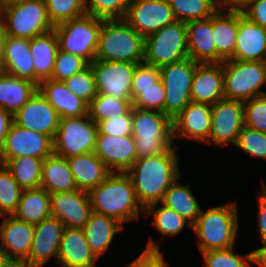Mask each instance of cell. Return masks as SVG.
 <instances>
[{
    "mask_svg": "<svg viewBox=\"0 0 266 267\" xmlns=\"http://www.w3.org/2000/svg\"><path fill=\"white\" fill-rule=\"evenodd\" d=\"M176 147L172 146L164 153L137 159L125 172L130 177L144 210L152 204L161 203L165 192L182 175Z\"/></svg>",
    "mask_w": 266,
    "mask_h": 267,
    "instance_id": "6da1fadb",
    "label": "cell"
},
{
    "mask_svg": "<svg viewBox=\"0 0 266 267\" xmlns=\"http://www.w3.org/2000/svg\"><path fill=\"white\" fill-rule=\"evenodd\" d=\"M43 160L31 156L12 159H0V164L6 166L18 185L24 189L40 188Z\"/></svg>",
    "mask_w": 266,
    "mask_h": 267,
    "instance_id": "d590c367",
    "label": "cell"
},
{
    "mask_svg": "<svg viewBox=\"0 0 266 267\" xmlns=\"http://www.w3.org/2000/svg\"><path fill=\"white\" fill-rule=\"evenodd\" d=\"M234 146L254 158L266 160V133L244 126Z\"/></svg>",
    "mask_w": 266,
    "mask_h": 267,
    "instance_id": "ee69618b",
    "label": "cell"
},
{
    "mask_svg": "<svg viewBox=\"0 0 266 267\" xmlns=\"http://www.w3.org/2000/svg\"><path fill=\"white\" fill-rule=\"evenodd\" d=\"M89 66L94 73L97 93L132 100L131 89L137 64L95 59Z\"/></svg>",
    "mask_w": 266,
    "mask_h": 267,
    "instance_id": "4fadbf2b",
    "label": "cell"
},
{
    "mask_svg": "<svg viewBox=\"0 0 266 267\" xmlns=\"http://www.w3.org/2000/svg\"><path fill=\"white\" fill-rule=\"evenodd\" d=\"M53 154V139L39 132L12 124L6 136L0 159L31 156L45 159Z\"/></svg>",
    "mask_w": 266,
    "mask_h": 267,
    "instance_id": "9a60e30c",
    "label": "cell"
},
{
    "mask_svg": "<svg viewBox=\"0 0 266 267\" xmlns=\"http://www.w3.org/2000/svg\"><path fill=\"white\" fill-rule=\"evenodd\" d=\"M92 211L112 217L124 225L139 220L144 209L140 205L130 177L112 172L89 192Z\"/></svg>",
    "mask_w": 266,
    "mask_h": 267,
    "instance_id": "7a4b0ae2",
    "label": "cell"
},
{
    "mask_svg": "<svg viewBox=\"0 0 266 267\" xmlns=\"http://www.w3.org/2000/svg\"><path fill=\"white\" fill-rule=\"evenodd\" d=\"M224 99L247 101L266 94V62L236 59L222 62Z\"/></svg>",
    "mask_w": 266,
    "mask_h": 267,
    "instance_id": "8992f818",
    "label": "cell"
},
{
    "mask_svg": "<svg viewBox=\"0 0 266 267\" xmlns=\"http://www.w3.org/2000/svg\"><path fill=\"white\" fill-rule=\"evenodd\" d=\"M48 17L56 26L86 15V0H44Z\"/></svg>",
    "mask_w": 266,
    "mask_h": 267,
    "instance_id": "b9f144b4",
    "label": "cell"
},
{
    "mask_svg": "<svg viewBox=\"0 0 266 267\" xmlns=\"http://www.w3.org/2000/svg\"><path fill=\"white\" fill-rule=\"evenodd\" d=\"M242 13L250 21L266 28V0H254Z\"/></svg>",
    "mask_w": 266,
    "mask_h": 267,
    "instance_id": "f5cc1de1",
    "label": "cell"
},
{
    "mask_svg": "<svg viewBox=\"0 0 266 267\" xmlns=\"http://www.w3.org/2000/svg\"><path fill=\"white\" fill-rule=\"evenodd\" d=\"M12 216L33 225L51 217L50 193L41 187L24 189L17 210Z\"/></svg>",
    "mask_w": 266,
    "mask_h": 267,
    "instance_id": "836d02e7",
    "label": "cell"
},
{
    "mask_svg": "<svg viewBox=\"0 0 266 267\" xmlns=\"http://www.w3.org/2000/svg\"><path fill=\"white\" fill-rule=\"evenodd\" d=\"M186 23L174 21L144 39V62L162 67L188 58Z\"/></svg>",
    "mask_w": 266,
    "mask_h": 267,
    "instance_id": "9c48e42d",
    "label": "cell"
},
{
    "mask_svg": "<svg viewBox=\"0 0 266 267\" xmlns=\"http://www.w3.org/2000/svg\"><path fill=\"white\" fill-rule=\"evenodd\" d=\"M187 48L191 60L197 63H216V47L213 41L212 16L186 23Z\"/></svg>",
    "mask_w": 266,
    "mask_h": 267,
    "instance_id": "4316f807",
    "label": "cell"
},
{
    "mask_svg": "<svg viewBox=\"0 0 266 267\" xmlns=\"http://www.w3.org/2000/svg\"><path fill=\"white\" fill-rule=\"evenodd\" d=\"M0 227V244L6 258L27 260L34 238V225L14 216H3Z\"/></svg>",
    "mask_w": 266,
    "mask_h": 267,
    "instance_id": "7402d4cb",
    "label": "cell"
},
{
    "mask_svg": "<svg viewBox=\"0 0 266 267\" xmlns=\"http://www.w3.org/2000/svg\"><path fill=\"white\" fill-rule=\"evenodd\" d=\"M98 125L88 116L61 118L53 153L63 158L94 152Z\"/></svg>",
    "mask_w": 266,
    "mask_h": 267,
    "instance_id": "30bf717a",
    "label": "cell"
},
{
    "mask_svg": "<svg viewBox=\"0 0 266 267\" xmlns=\"http://www.w3.org/2000/svg\"><path fill=\"white\" fill-rule=\"evenodd\" d=\"M124 225L104 214L91 212L84 225V233L91 252L99 259L113 243L115 235L123 231Z\"/></svg>",
    "mask_w": 266,
    "mask_h": 267,
    "instance_id": "83f0119b",
    "label": "cell"
},
{
    "mask_svg": "<svg viewBox=\"0 0 266 267\" xmlns=\"http://www.w3.org/2000/svg\"><path fill=\"white\" fill-rule=\"evenodd\" d=\"M30 51L34 66V83L39 85L52 78L54 63L59 51L54 30L30 39Z\"/></svg>",
    "mask_w": 266,
    "mask_h": 267,
    "instance_id": "4dcf8cb0",
    "label": "cell"
},
{
    "mask_svg": "<svg viewBox=\"0 0 266 267\" xmlns=\"http://www.w3.org/2000/svg\"><path fill=\"white\" fill-rule=\"evenodd\" d=\"M234 59L266 62V28L250 21L240 11Z\"/></svg>",
    "mask_w": 266,
    "mask_h": 267,
    "instance_id": "44dd1931",
    "label": "cell"
},
{
    "mask_svg": "<svg viewBox=\"0 0 266 267\" xmlns=\"http://www.w3.org/2000/svg\"><path fill=\"white\" fill-rule=\"evenodd\" d=\"M13 123V115L0 108V150L3 148L6 136Z\"/></svg>",
    "mask_w": 266,
    "mask_h": 267,
    "instance_id": "11a10c76",
    "label": "cell"
},
{
    "mask_svg": "<svg viewBox=\"0 0 266 267\" xmlns=\"http://www.w3.org/2000/svg\"><path fill=\"white\" fill-rule=\"evenodd\" d=\"M237 204L233 201L206 211L201 209L200 215L192 225V230L198 238L201 253L227 249L235 246L239 230Z\"/></svg>",
    "mask_w": 266,
    "mask_h": 267,
    "instance_id": "3957f363",
    "label": "cell"
},
{
    "mask_svg": "<svg viewBox=\"0 0 266 267\" xmlns=\"http://www.w3.org/2000/svg\"><path fill=\"white\" fill-rule=\"evenodd\" d=\"M131 123L137 159L164 153L175 146L172 119L163 112L132 107Z\"/></svg>",
    "mask_w": 266,
    "mask_h": 267,
    "instance_id": "277c9868",
    "label": "cell"
},
{
    "mask_svg": "<svg viewBox=\"0 0 266 267\" xmlns=\"http://www.w3.org/2000/svg\"><path fill=\"white\" fill-rule=\"evenodd\" d=\"M197 64L188 57L160 67L165 89V115L172 120L192 101L191 86Z\"/></svg>",
    "mask_w": 266,
    "mask_h": 267,
    "instance_id": "8fae6325",
    "label": "cell"
},
{
    "mask_svg": "<svg viewBox=\"0 0 266 267\" xmlns=\"http://www.w3.org/2000/svg\"><path fill=\"white\" fill-rule=\"evenodd\" d=\"M51 215L64 227L83 229L92 212L89 193L83 190L50 194Z\"/></svg>",
    "mask_w": 266,
    "mask_h": 267,
    "instance_id": "2e32d148",
    "label": "cell"
},
{
    "mask_svg": "<svg viewBox=\"0 0 266 267\" xmlns=\"http://www.w3.org/2000/svg\"><path fill=\"white\" fill-rule=\"evenodd\" d=\"M0 267H31L26 260L6 258Z\"/></svg>",
    "mask_w": 266,
    "mask_h": 267,
    "instance_id": "680465c9",
    "label": "cell"
},
{
    "mask_svg": "<svg viewBox=\"0 0 266 267\" xmlns=\"http://www.w3.org/2000/svg\"><path fill=\"white\" fill-rule=\"evenodd\" d=\"M142 216L145 218L153 216V226L163 237L177 236L185 226L192 228V225L186 219L163 204L160 207H158V203L148 206Z\"/></svg>",
    "mask_w": 266,
    "mask_h": 267,
    "instance_id": "8d00e7d4",
    "label": "cell"
},
{
    "mask_svg": "<svg viewBox=\"0 0 266 267\" xmlns=\"http://www.w3.org/2000/svg\"><path fill=\"white\" fill-rule=\"evenodd\" d=\"M97 125L98 134L113 136L132 135L131 110L125 115L102 120Z\"/></svg>",
    "mask_w": 266,
    "mask_h": 267,
    "instance_id": "816d5d0a",
    "label": "cell"
},
{
    "mask_svg": "<svg viewBox=\"0 0 266 267\" xmlns=\"http://www.w3.org/2000/svg\"><path fill=\"white\" fill-rule=\"evenodd\" d=\"M63 229L64 224L52 216L34 225V238L26 260L31 267H43L51 258L57 262Z\"/></svg>",
    "mask_w": 266,
    "mask_h": 267,
    "instance_id": "ffe728a7",
    "label": "cell"
},
{
    "mask_svg": "<svg viewBox=\"0 0 266 267\" xmlns=\"http://www.w3.org/2000/svg\"><path fill=\"white\" fill-rule=\"evenodd\" d=\"M98 259L87 244L83 229L64 227L57 265L60 267H96Z\"/></svg>",
    "mask_w": 266,
    "mask_h": 267,
    "instance_id": "cb8c5ba5",
    "label": "cell"
},
{
    "mask_svg": "<svg viewBox=\"0 0 266 267\" xmlns=\"http://www.w3.org/2000/svg\"><path fill=\"white\" fill-rule=\"evenodd\" d=\"M213 41L216 47V63L234 59L238 32V11L218 9L212 15Z\"/></svg>",
    "mask_w": 266,
    "mask_h": 267,
    "instance_id": "484cf974",
    "label": "cell"
},
{
    "mask_svg": "<svg viewBox=\"0 0 266 267\" xmlns=\"http://www.w3.org/2000/svg\"><path fill=\"white\" fill-rule=\"evenodd\" d=\"M103 20L86 14L54 26L59 50L92 63L95 60Z\"/></svg>",
    "mask_w": 266,
    "mask_h": 267,
    "instance_id": "52a82bcc",
    "label": "cell"
},
{
    "mask_svg": "<svg viewBox=\"0 0 266 267\" xmlns=\"http://www.w3.org/2000/svg\"><path fill=\"white\" fill-rule=\"evenodd\" d=\"M95 59L143 62L144 38L124 19L103 20Z\"/></svg>",
    "mask_w": 266,
    "mask_h": 267,
    "instance_id": "5b68a950",
    "label": "cell"
},
{
    "mask_svg": "<svg viewBox=\"0 0 266 267\" xmlns=\"http://www.w3.org/2000/svg\"><path fill=\"white\" fill-rule=\"evenodd\" d=\"M2 8H3V5H2V1L0 0V21H1V15H2Z\"/></svg>",
    "mask_w": 266,
    "mask_h": 267,
    "instance_id": "be15d7a7",
    "label": "cell"
},
{
    "mask_svg": "<svg viewBox=\"0 0 266 267\" xmlns=\"http://www.w3.org/2000/svg\"><path fill=\"white\" fill-rule=\"evenodd\" d=\"M123 19L144 39L176 21L167 0H133Z\"/></svg>",
    "mask_w": 266,
    "mask_h": 267,
    "instance_id": "5bb4252c",
    "label": "cell"
},
{
    "mask_svg": "<svg viewBox=\"0 0 266 267\" xmlns=\"http://www.w3.org/2000/svg\"><path fill=\"white\" fill-rule=\"evenodd\" d=\"M89 66V63L80 56L58 51L52 73L53 80L64 81L74 74L82 72Z\"/></svg>",
    "mask_w": 266,
    "mask_h": 267,
    "instance_id": "bcb514c9",
    "label": "cell"
},
{
    "mask_svg": "<svg viewBox=\"0 0 266 267\" xmlns=\"http://www.w3.org/2000/svg\"><path fill=\"white\" fill-rule=\"evenodd\" d=\"M132 109V100H123L99 94L88 104V116L98 124L102 120L127 114Z\"/></svg>",
    "mask_w": 266,
    "mask_h": 267,
    "instance_id": "f35d334b",
    "label": "cell"
},
{
    "mask_svg": "<svg viewBox=\"0 0 266 267\" xmlns=\"http://www.w3.org/2000/svg\"><path fill=\"white\" fill-rule=\"evenodd\" d=\"M160 79V67L144 61L138 63L134 70L131 89L132 100L139 94V88L151 87Z\"/></svg>",
    "mask_w": 266,
    "mask_h": 267,
    "instance_id": "681fc988",
    "label": "cell"
},
{
    "mask_svg": "<svg viewBox=\"0 0 266 267\" xmlns=\"http://www.w3.org/2000/svg\"><path fill=\"white\" fill-rule=\"evenodd\" d=\"M194 102L215 104L224 99L223 67L220 63H198L191 86Z\"/></svg>",
    "mask_w": 266,
    "mask_h": 267,
    "instance_id": "603a6c76",
    "label": "cell"
},
{
    "mask_svg": "<svg viewBox=\"0 0 266 267\" xmlns=\"http://www.w3.org/2000/svg\"><path fill=\"white\" fill-rule=\"evenodd\" d=\"M94 153L111 172L125 173L137 160L135 139L132 135L97 134Z\"/></svg>",
    "mask_w": 266,
    "mask_h": 267,
    "instance_id": "ac0fdd59",
    "label": "cell"
},
{
    "mask_svg": "<svg viewBox=\"0 0 266 267\" xmlns=\"http://www.w3.org/2000/svg\"><path fill=\"white\" fill-rule=\"evenodd\" d=\"M254 252V265L259 267H266V245L258 247L253 250Z\"/></svg>",
    "mask_w": 266,
    "mask_h": 267,
    "instance_id": "6f0895ef",
    "label": "cell"
},
{
    "mask_svg": "<svg viewBox=\"0 0 266 267\" xmlns=\"http://www.w3.org/2000/svg\"><path fill=\"white\" fill-rule=\"evenodd\" d=\"M63 82L74 95L81 97L88 104L97 96L94 73L90 66Z\"/></svg>",
    "mask_w": 266,
    "mask_h": 267,
    "instance_id": "f6af8a7d",
    "label": "cell"
},
{
    "mask_svg": "<svg viewBox=\"0 0 266 267\" xmlns=\"http://www.w3.org/2000/svg\"><path fill=\"white\" fill-rule=\"evenodd\" d=\"M23 189L5 165L0 164V217L12 216L17 210Z\"/></svg>",
    "mask_w": 266,
    "mask_h": 267,
    "instance_id": "ab89813d",
    "label": "cell"
},
{
    "mask_svg": "<svg viewBox=\"0 0 266 267\" xmlns=\"http://www.w3.org/2000/svg\"><path fill=\"white\" fill-rule=\"evenodd\" d=\"M178 177L164 194L162 204L171 208L191 225H193L201 212V205L190 189L189 184H181Z\"/></svg>",
    "mask_w": 266,
    "mask_h": 267,
    "instance_id": "e575fe53",
    "label": "cell"
},
{
    "mask_svg": "<svg viewBox=\"0 0 266 267\" xmlns=\"http://www.w3.org/2000/svg\"><path fill=\"white\" fill-rule=\"evenodd\" d=\"M1 22L7 35L14 38L32 39L54 30L44 0H26L4 5Z\"/></svg>",
    "mask_w": 266,
    "mask_h": 267,
    "instance_id": "ba28073f",
    "label": "cell"
},
{
    "mask_svg": "<svg viewBox=\"0 0 266 267\" xmlns=\"http://www.w3.org/2000/svg\"><path fill=\"white\" fill-rule=\"evenodd\" d=\"M126 267H169L168 262L164 259L163 253L160 251L158 243L149 238L145 248L141 251L133 261L128 263Z\"/></svg>",
    "mask_w": 266,
    "mask_h": 267,
    "instance_id": "f907efd6",
    "label": "cell"
},
{
    "mask_svg": "<svg viewBox=\"0 0 266 267\" xmlns=\"http://www.w3.org/2000/svg\"><path fill=\"white\" fill-rule=\"evenodd\" d=\"M244 126L266 133V94L244 101Z\"/></svg>",
    "mask_w": 266,
    "mask_h": 267,
    "instance_id": "c3c4849f",
    "label": "cell"
},
{
    "mask_svg": "<svg viewBox=\"0 0 266 267\" xmlns=\"http://www.w3.org/2000/svg\"><path fill=\"white\" fill-rule=\"evenodd\" d=\"M30 39L7 36L4 46L2 71L34 82Z\"/></svg>",
    "mask_w": 266,
    "mask_h": 267,
    "instance_id": "f546056e",
    "label": "cell"
},
{
    "mask_svg": "<svg viewBox=\"0 0 266 267\" xmlns=\"http://www.w3.org/2000/svg\"><path fill=\"white\" fill-rule=\"evenodd\" d=\"M132 107L158 110L165 114V89L161 79L151 87L139 88V94L132 100Z\"/></svg>",
    "mask_w": 266,
    "mask_h": 267,
    "instance_id": "7dc6e473",
    "label": "cell"
},
{
    "mask_svg": "<svg viewBox=\"0 0 266 267\" xmlns=\"http://www.w3.org/2000/svg\"><path fill=\"white\" fill-rule=\"evenodd\" d=\"M7 36L8 35L5 29V26L0 21V70H2L4 46H5V41H6Z\"/></svg>",
    "mask_w": 266,
    "mask_h": 267,
    "instance_id": "91938a15",
    "label": "cell"
},
{
    "mask_svg": "<svg viewBox=\"0 0 266 267\" xmlns=\"http://www.w3.org/2000/svg\"><path fill=\"white\" fill-rule=\"evenodd\" d=\"M235 246L202 252L204 267H251L254 266V252L236 254Z\"/></svg>",
    "mask_w": 266,
    "mask_h": 267,
    "instance_id": "60d3db41",
    "label": "cell"
},
{
    "mask_svg": "<svg viewBox=\"0 0 266 267\" xmlns=\"http://www.w3.org/2000/svg\"><path fill=\"white\" fill-rule=\"evenodd\" d=\"M40 187L50 194L77 190L66 158L53 153L43 160Z\"/></svg>",
    "mask_w": 266,
    "mask_h": 267,
    "instance_id": "d6a6232c",
    "label": "cell"
},
{
    "mask_svg": "<svg viewBox=\"0 0 266 267\" xmlns=\"http://www.w3.org/2000/svg\"><path fill=\"white\" fill-rule=\"evenodd\" d=\"M60 117L57 111L37 90L27 103L13 116L14 124L46 134L54 139Z\"/></svg>",
    "mask_w": 266,
    "mask_h": 267,
    "instance_id": "e0dca14e",
    "label": "cell"
},
{
    "mask_svg": "<svg viewBox=\"0 0 266 267\" xmlns=\"http://www.w3.org/2000/svg\"><path fill=\"white\" fill-rule=\"evenodd\" d=\"M66 159L79 190L89 192L112 173L94 152Z\"/></svg>",
    "mask_w": 266,
    "mask_h": 267,
    "instance_id": "f1b7e54d",
    "label": "cell"
},
{
    "mask_svg": "<svg viewBox=\"0 0 266 267\" xmlns=\"http://www.w3.org/2000/svg\"><path fill=\"white\" fill-rule=\"evenodd\" d=\"M38 91L57 111L60 119L88 115V103L74 95L63 81L45 80L38 85Z\"/></svg>",
    "mask_w": 266,
    "mask_h": 267,
    "instance_id": "d4e9b609",
    "label": "cell"
},
{
    "mask_svg": "<svg viewBox=\"0 0 266 267\" xmlns=\"http://www.w3.org/2000/svg\"><path fill=\"white\" fill-rule=\"evenodd\" d=\"M38 85L0 70V108L13 116L36 93Z\"/></svg>",
    "mask_w": 266,
    "mask_h": 267,
    "instance_id": "1f68e13d",
    "label": "cell"
},
{
    "mask_svg": "<svg viewBox=\"0 0 266 267\" xmlns=\"http://www.w3.org/2000/svg\"><path fill=\"white\" fill-rule=\"evenodd\" d=\"M6 259L3 249L0 246V266L3 263V261Z\"/></svg>",
    "mask_w": 266,
    "mask_h": 267,
    "instance_id": "6125c7cd",
    "label": "cell"
},
{
    "mask_svg": "<svg viewBox=\"0 0 266 267\" xmlns=\"http://www.w3.org/2000/svg\"><path fill=\"white\" fill-rule=\"evenodd\" d=\"M258 195V231L259 237L262 240V246L266 245V184L262 185Z\"/></svg>",
    "mask_w": 266,
    "mask_h": 267,
    "instance_id": "db71d44e",
    "label": "cell"
},
{
    "mask_svg": "<svg viewBox=\"0 0 266 267\" xmlns=\"http://www.w3.org/2000/svg\"><path fill=\"white\" fill-rule=\"evenodd\" d=\"M254 0H218L219 9L242 12Z\"/></svg>",
    "mask_w": 266,
    "mask_h": 267,
    "instance_id": "9f6ffc18",
    "label": "cell"
},
{
    "mask_svg": "<svg viewBox=\"0 0 266 267\" xmlns=\"http://www.w3.org/2000/svg\"><path fill=\"white\" fill-rule=\"evenodd\" d=\"M244 127V102L222 99L211 105V132L205 144L235 145Z\"/></svg>",
    "mask_w": 266,
    "mask_h": 267,
    "instance_id": "7c38bea8",
    "label": "cell"
},
{
    "mask_svg": "<svg viewBox=\"0 0 266 267\" xmlns=\"http://www.w3.org/2000/svg\"><path fill=\"white\" fill-rule=\"evenodd\" d=\"M133 0H86V13L104 20L123 19Z\"/></svg>",
    "mask_w": 266,
    "mask_h": 267,
    "instance_id": "7bdbcfd3",
    "label": "cell"
},
{
    "mask_svg": "<svg viewBox=\"0 0 266 267\" xmlns=\"http://www.w3.org/2000/svg\"><path fill=\"white\" fill-rule=\"evenodd\" d=\"M2 1V5H9L12 3H16V2H21V1H26V0H1Z\"/></svg>",
    "mask_w": 266,
    "mask_h": 267,
    "instance_id": "94428289",
    "label": "cell"
},
{
    "mask_svg": "<svg viewBox=\"0 0 266 267\" xmlns=\"http://www.w3.org/2000/svg\"><path fill=\"white\" fill-rule=\"evenodd\" d=\"M174 19L187 23L211 17L218 9V0H167Z\"/></svg>",
    "mask_w": 266,
    "mask_h": 267,
    "instance_id": "74e56055",
    "label": "cell"
},
{
    "mask_svg": "<svg viewBox=\"0 0 266 267\" xmlns=\"http://www.w3.org/2000/svg\"><path fill=\"white\" fill-rule=\"evenodd\" d=\"M173 140L206 143L211 132V105L191 101L173 120Z\"/></svg>",
    "mask_w": 266,
    "mask_h": 267,
    "instance_id": "d6986e66",
    "label": "cell"
}]
</instances>
